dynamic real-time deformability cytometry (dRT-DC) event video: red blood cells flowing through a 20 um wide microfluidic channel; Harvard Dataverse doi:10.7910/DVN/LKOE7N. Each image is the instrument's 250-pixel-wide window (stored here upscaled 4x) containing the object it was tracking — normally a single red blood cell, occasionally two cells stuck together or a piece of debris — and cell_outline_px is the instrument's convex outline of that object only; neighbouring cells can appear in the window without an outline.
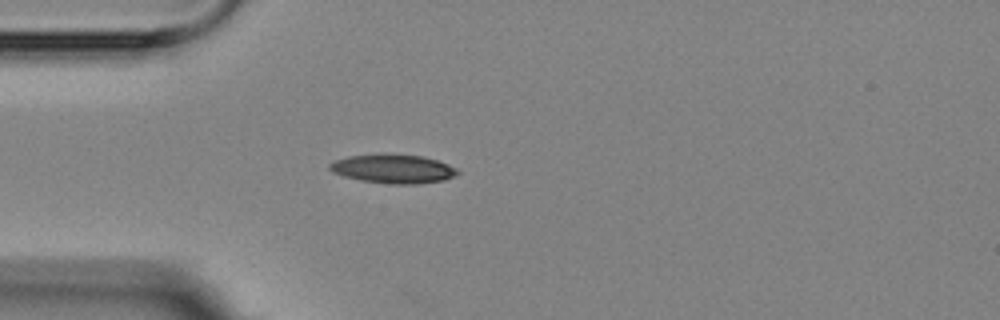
{"species": "Egyptian fruit bat (a non-hibernating species)", "species_latin": "Rousettus aegyptiacus", "temperature_condition": "room temperature", "stored_images_in_passage": 1, "camera_frame_rate_fps": 3000, "um_per_image_px": 0.085, "animal": {"sex": "female"}, "frame": {"image": 1, "passage_image": 1, "time_ms": 0.0, "image_size_px": [1000, 320], "cell_outline_px": [[460, 172], [456, 176], [444, 180], [416, 184], [392, 184], [360, 180], [344, 176], [332, 172], [328, 168], [328, 164], [336, 160], [348, 156], [376, 152], [384, 152], [424, 156], [448, 164], [456, 168]], "centroid_in_image_um": [33.41, 14.32], "position_along_channel_um": 51.6, "area_um2": 22.08}}